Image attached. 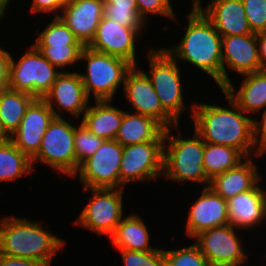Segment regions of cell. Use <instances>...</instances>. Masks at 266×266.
Wrapping results in <instances>:
<instances>
[{"mask_svg":"<svg viewBox=\"0 0 266 266\" xmlns=\"http://www.w3.org/2000/svg\"><path fill=\"white\" fill-rule=\"evenodd\" d=\"M229 108L194 103V131L205 143L221 144L237 149L245 158L254 153V119L245 116L238 105L223 91Z\"/></svg>","mask_w":266,"mask_h":266,"instance_id":"obj_1","label":"cell"},{"mask_svg":"<svg viewBox=\"0 0 266 266\" xmlns=\"http://www.w3.org/2000/svg\"><path fill=\"white\" fill-rule=\"evenodd\" d=\"M187 17L182 40L164 49L173 59L185 60L210 75L222 90V36L193 2Z\"/></svg>","mask_w":266,"mask_h":266,"instance_id":"obj_2","label":"cell"},{"mask_svg":"<svg viewBox=\"0 0 266 266\" xmlns=\"http://www.w3.org/2000/svg\"><path fill=\"white\" fill-rule=\"evenodd\" d=\"M64 241L39 222L25 218L3 217L0 220V254L36 260L50 266Z\"/></svg>","mask_w":266,"mask_h":266,"instance_id":"obj_3","label":"cell"},{"mask_svg":"<svg viewBox=\"0 0 266 266\" xmlns=\"http://www.w3.org/2000/svg\"><path fill=\"white\" fill-rule=\"evenodd\" d=\"M170 131L171 127L164 130L165 178L178 182L204 183L208 187L210 181L203 167L204 141L196 132L193 138L182 139L180 131H177V137Z\"/></svg>","mask_w":266,"mask_h":266,"instance_id":"obj_4","label":"cell"},{"mask_svg":"<svg viewBox=\"0 0 266 266\" xmlns=\"http://www.w3.org/2000/svg\"><path fill=\"white\" fill-rule=\"evenodd\" d=\"M86 60L87 74L79 73L88 98L91 93L95 101L111 100L124 85L127 72L133 67L129 62L119 57L95 51L84 46L80 61Z\"/></svg>","mask_w":266,"mask_h":266,"instance_id":"obj_5","label":"cell"},{"mask_svg":"<svg viewBox=\"0 0 266 266\" xmlns=\"http://www.w3.org/2000/svg\"><path fill=\"white\" fill-rule=\"evenodd\" d=\"M153 49L147 52L151 70L148 77L162 108L179 124L185 106L178 60L173 59L165 49Z\"/></svg>","mask_w":266,"mask_h":266,"instance_id":"obj_6","label":"cell"},{"mask_svg":"<svg viewBox=\"0 0 266 266\" xmlns=\"http://www.w3.org/2000/svg\"><path fill=\"white\" fill-rule=\"evenodd\" d=\"M75 125L63 117H54L45 132L38 153L32 158L69 177L76 173Z\"/></svg>","mask_w":266,"mask_h":266,"instance_id":"obj_7","label":"cell"},{"mask_svg":"<svg viewBox=\"0 0 266 266\" xmlns=\"http://www.w3.org/2000/svg\"><path fill=\"white\" fill-rule=\"evenodd\" d=\"M17 62L11 56L10 88L32 94L36 98H43L61 73L33 44Z\"/></svg>","mask_w":266,"mask_h":266,"instance_id":"obj_8","label":"cell"},{"mask_svg":"<svg viewBox=\"0 0 266 266\" xmlns=\"http://www.w3.org/2000/svg\"><path fill=\"white\" fill-rule=\"evenodd\" d=\"M163 171L164 131L154 141L123 146L120 189L128 182L153 180Z\"/></svg>","mask_w":266,"mask_h":266,"instance_id":"obj_9","label":"cell"},{"mask_svg":"<svg viewBox=\"0 0 266 266\" xmlns=\"http://www.w3.org/2000/svg\"><path fill=\"white\" fill-rule=\"evenodd\" d=\"M93 195L84 206L76 224L98 234L109 237L123 218V189L120 188H84Z\"/></svg>","mask_w":266,"mask_h":266,"instance_id":"obj_10","label":"cell"},{"mask_svg":"<svg viewBox=\"0 0 266 266\" xmlns=\"http://www.w3.org/2000/svg\"><path fill=\"white\" fill-rule=\"evenodd\" d=\"M123 146L104 140L97 151L79 165L77 173L84 188H120V163ZM79 171V173H78Z\"/></svg>","mask_w":266,"mask_h":266,"instance_id":"obj_11","label":"cell"},{"mask_svg":"<svg viewBox=\"0 0 266 266\" xmlns=\"http://www.w3.org/2000/svg\"><path fill=\"white\" fill-rule=\"evenodd\" d=\"M123 89L126 99L135 109V114L153 118L164 129L173 127L179 130V124L162 108L145 71L133 66L126 74Z\"/></svg>","mask_w":266,"mask_h":266,"instance_id":"obj_12","label":"cell"},{"mask_svg":"<svg viewBox=\"0 0 266 266\" xmlns=\"http://www.w3.org/2000/svg\"><path fill=\"white\" fill-rule=\"evenodd\" d=\"M234 226L230 223L200 232L195 244L211 266H241L247 260Z\"/></svg>","mask_w":266,"mask_h":266,"instance_id":"obj_13","label":"cell"},{"mask_svg":"<svg viewBox=\"0 0 266 266\" xmlns=\"http://www.w3.org/2000/svg\"><path fill=\"white\" fill-rule=\"evenodd\" d=\"M221 49L222 89L231 82L225 64L242 76L263 70L259 59L256 33L222 37Z\"/></svg>","mask_w":266,"mask_h":266,"instance_id":"obj_14","label":"cell"},{"mask_svg":"<svg viewBox=\"0 0 266 266\" xmlns=\"http://www.w3.org/2000/svg\"><path fill=\"white\" fill-rule=\"evenodd\" d=\"M139 33L137 28L124 27L103 16L88 47L98 52L119 57L132 66H137L135 40L139 38Z\"/></svg>","mask_w":266,"mask_h":266,"instance_id":"obj_15","label":"cell"},{"mask_svg":"<svg viewBox=\"0 0 266 266\" xmlns=\"http://www.w3.org/2000/svg\"><path fill=\"white\" fill-rule=\"evenodd\" d=\"M54 117L47 103L42 98H36L27 108L20 126L10 136V140L32 159L38 153L42 138Z\"/></svg>","mask_w":266,"mask_h":266,"instance_id":"obj_16","label":"cell"},{"mask_svg":"<svg viewBox=\"0 0 266 266\" xmlns=\"http://www.w3.org/2000/svg\"><path fill=\"white\" fill-rule=\"evenodd\" d=\"M42 99L52 109L55 117H62L55 110V103L60 111H67L75 117L84 114L89 103V98L78 72H61Z\"/></svg>","mask_w":266,"mask_h":266,"instance_id":"obj_17","label":"cell"},{"mask_svg":"<svg viewBox=\"0 0 266 266\" xmlns=\"http://www.w3.org/2000/svg\"><path fill=\"white\" fill-rule=\"evenodd\" d=\"M189 210L186 232L192 239L202 231L229 224L227 201L209 186Z\"/></svg>","mask_w":266,"mask_h":266,"instance_id":"obj_18","label":"cell"},{"mask_svg":"<svg viewBox=\"0 0 266 266\" xmlns=\"http://www.w3.org/2000/svg\"><path fill=\"white\" fill-rule=\"evenodd\" d=\"M59 16L66 26L73 32L76 39L88 46L96 33L103 18L104 0H74L64 5Z\"/></svg>","mask_w":266,"mask_h":266,"instance_id":"obj_19","label":"cell"},{"mask_svg":"<svg viewBox=\"0 0 266 266\" xmlns=\"http://www.w3.org/2000/svg\"><path fill=\"white\" fill-rule=\"evenodd\" d=\"M192 2L213 23L222 37L253 33L241 0H213L205 10L201 7V0Z\"/></svg>","mask_w":266,"mask_h":266,"instance_id":"obj_20","label":"cell"},{"mask_svg":"<svg viewBox=\"0 0 266 266\" xmlns=\"http://www.w3.org/2000/svg\"><path fill=\"white\" fill-rule=\"evenodd\" d=\"M227 208L229 223L235 230L257 226L266 219V190L257 185L227 200Z\"/></svg>","mask_w":266,"mask_h":266,"instance_id":"obj_21","label":"cell"},{"mask_svg":"<svg viewBox=\"0 0 266 266\" xmlns=\"http://www.w3.org/2000/svg\"><path fill=\"white\" fill-rule=\"evenodd\" d=\"M251 157L236 167L215 176L210 180L209 187L226 201L240 193L254 189L262 177L258 174L256 164Z\"/></svg>","mask_w":266,"mask_h":266,"instance_id":"obj_22","label":"cell"},{"mask_svg":"<svg viewBox=\"0 0 266 266\" xmlns=\"http://www.w3.org/2000/svg\"><path fill=\"white\" fill-rule=\"evenodd\" d=\"M239 91L232 81L222 90L246 114L257 113L266 108V69L244 75Z\"/></svg>","mask_w":266,"mask_h":266,"instance_id":"obj_23","label":"cell"},{"mask_svg":"<svg viewBox=\"0 0 266 266\" xmlns=\"http://www.w3.org/2000/svg\"><path fill=\"white\" fill-rule=\"evenodd\" d=\"M111 102L96 101L94 106H88L81 121L91 133L104 140L116 138L124 115V111L111 105Z\"/></svg>","mask_w":266,"mask_h":266,"instance_id":"obj_24","label":"cell"},{"mask_svg":"<svg viewBox=\"0 0 266 266\" xmlns=\"http://www.w3.org/2000/svg\"><path fill=\"white\" fill-rule=\"evenodd\" d=\"M164 130L151 117L124 111L115 140L122 146L154 141Z\"/></svg>","mask_w":266,"mask_h":266,"instance_id":"obj_25","label":"cell"},{"mask_svg":"<svg viewBox=\"0 0 266 266\" xmlns=\"http://www.w3.org/2000/svg\"><path fill=\"white\" fill-rule=\"evenodd\" d=\"M108 238H111L112 245L119 249L132 251H153L156 249L149 244L150 234L144 221L135 213L122 218L114 233Z\"/></svg>","mask_w":266,"mask_h":266,"instance_id":"obj_26","label":"cell"},{"mask_svg":"<svg viewBox=\"0 0 266 266\" xmlns=\"http://www.w3.org/2000/svg\"><path fill=\"white\" fill-rule=\"evenodd\" d=\"M35 99L32 94L11 88L0 97V123L9 137L18 129L27 108Z\"/></svg>","mask_w":266,"mask_h":266,"instance_id":"obj_27","label":"cell"},{"mask_svg":"<svg viewBox=\"0 0 266 266\" xmlns=\"http://www.w3.org/2000/svg\"><path fill=\"white\" fill-rule=\"evenodd\" d=\"M244 158L235 148L204 142L203 167L209 181L236 167Z\"/></svg>","mask_w":266,"mask_h":266,"instance_id":"obj_28","label":"cell"},{"mask_svg":"<svg viewBox=\"0 0 266 266\" xmlns=\"http://www.w3.org/2000/svg\"><path fill=\"white\" fill-rule=\"evenodd\" d=\"M32 159L18 149L9 139L0 145V182L13 181L35 167Z\"/></svg>","mask_w":266,"mask_h":266,"instance_id":"obj_29","label":"cell"},{"mask_svg":"<svg viewBox=\"0 0 266 266\" xmlns=\"http://www.w3.org/2000/svg\"><path fill=\"white\" fill-rule=\"evenodd\" d=\"M33 45L35 47H66V45L82 44L61 18L55 16L50 24L39 34Z\"/></svg>","mask_w":266,"mask_h":266,"instance_id":"obj_30","label":"cell"},{"mask_svg":"<svg viewBox=\"0 0 266 266\" xmlns=\"http://www.w3.org/2000/svg\"><path fill=\"white\" fill-rule=\"evenodd\" d=\"M104 139L91 133L83 123L75 126L74 147L76 157V173L79 165L91 157L101 146Z\"/></svg>","mask_w":266,"mask_h":266,"instance_id":"obj_31","label":"cell"},{"mask_svg":"<svg viewBox=\"0 0 266 266\" xmlns=\"http://www.w3.org/2000/svg\"><path fill=\"white\" fill-rule=\"evenodd\" d=\"M164 266H211L194 243L177 250H164Z\"/></svg>","mask_w":266,"mask_h":266,"instance_id":"obj_32","label":"cell"},{"mask_svg":"<svg viewBox=\"0 0 266 266\" xmlns=\"http://www.w3.org/2000/svg\"><path fill=\"white\" fill-rule=\"evenodd\" d=\"M42 55L58 69L80 61L83 45H66V47H36Z\"/></svg>","mask_w":266,"mask_h":266,"instance_id":"obj_33","label":"cell"},{"mask_svg":"<svg viewBox=\"0 0 266 266\" xmlns=\"http://www.w3.org/2000/svg\"><path fill=\"white\" fill-rule=\"evenodd\" d=\"M103 16L124 27L137 28L142 32L146 22L138 13V8L114 7V4H104Z\"/></svg>","mask_w":266,"mask_h":266,"instance_id":"obj_34","label":"cell"},{"mask_svg":"<svg viewBox=\"0 0 266 266\" xmlns=\"http://www.w3.org/2000/svg\"><path fill=\"white\" fill-rule=\"evenodd\" d=\"M124 266H164L163 249L153 251H132L119 249Z\"/></svg>","mask_w":266,"mask_h":266,"instance_id":"obj_35","label":"cell"},{"mask_svg":"<svg viewBox=\"0 0 266 266\" xmlns=\"http://www.w3.org/2000/svg\"><path fill=\"white\" fill-rule=\"evenodd\" d=\"M253 33L266 31V0H241Z\"/></svg>","mask_w":266,"mask_h":266,"instance_id":"obj_36","label":"cell"},{"mask_svg":"<svg viewBox=\"0 0 266 266\" xmlns=\"http://www.w3.org/2000/svg\"><path fill=\"white\" fill-rule=\"evenodd\" d=\"M138 7V13L144 22L147 20V15L157 14L160 16L177 19L175 13L173 12L170 0H136Z\"/></svg>","mask_w":266,"mask_h":266,"instance_id":"obj_37","label":"cell"},{"mask_svg":"<svg viewBox=\"0 0 266 266\" xmlns=\"http://www.w3.org/2000/svg\"><path fill=\"white\" fill-rule=\"evenodd\" d=\"M254 129V147L257 145V150L255 151L257 156H262L266 152V108L262 113V120L253 121Z\"/></svg>","mask_w":266,"mask_h":266,"instance_id":"obj_38","label":"cell"},{"mask_svg":"<svg viewBox=\"0 0 266 266\" xmlns=\"http://www.w3.org/2000/svg\"><path fill=\"white\" fill-rule=\"evenodd\" d=\"M63 5L58 0H33L31 12L34 13H53L62 10Z\"/></svg>","mask_w":266,"mask_h":266,"instance_id":"obj_39","label":"cell"},{"mask_svg":"<svg viewBox=\"0 0 266 266\" xmlns=\"http://www.w3.org/2000/svg\"><path fill=\"white\" fill-rule=\"evenodd\" d=\"M0 266H49V265L36 260H29V259L11 257L0 254Z\"/></svg>","mask_w":266,"mask_h":266,"instance_id":"obj_40","label":"cell"},{"mask_svg":"<svg viewBox=\"0 0 266 266\" xmlns=\"http://www.w3.org/2000/svg\"><path fill=\"white\" fill-rule=\"evenodd\" d=\"M11 54L0 47V78H9Z\"/></svg>","mask_w":266,"mask_h":266,"instance_id":"obj_41","label":"cell"},{"mask_svg":"<svg viewBox=\"0 0 266 266\" xmlns=\"http://www.w3.org/2000/svg\"><path fill=\"white\" fill-rule=\"evenodd\" d=\"M259 59L262 69H266V31L257 34Z\"/></svg>","mask_w":266,"mask_h":266,"instance_id":"obj_42","label":"cell"},{"mask_svg":"<svg viewBox=\"0 0 266 266\" xmlns=\"http://www.w3.org/2000/svg\"><path fill=\"white\" fill-rule=\"evenodd\" d=\"M104 4H114V7L138 8L136 0H104Z\"/></svg>","mask_w":266,"mask_h":266,"instance_id":"obj_43","label":"cell"},{"mask_svg":"<svg viewBox=\"0 0 266 266\" xmlns=\"http://www.w3.org/2000/svg\"><path fill=\"white\" fill-rule=\"evenodd\" d=\"M10 89L9 78H0V97Z\"/></svg>","mask_w":266,"mask_h":266,"instance_id":"obj_44","label":"cell"},{"mask_svg":"<svg viewBox=\"0 0 266 266\" xmlns=\"http://www.w3.org/2000/svg\"><path fill=\"white\" fill-rule=\"evenodd\" d=\"M10 139V137L8 136V134L3 130L2 125L0 123V145L4 144L5 142H7Z\"/></svg>","mask_w":266,"mask_h":266,"instance_id":"obj_45","label":"cell"},{"mask_svg":"<svg viewBox=\"0 0 266 266\" xmlns=\"http://www.w3.org/2000/svg\"><path fill=\"white\" fill-rule=\"evenodd\" d=\"M7 3L4 0H0V19H3V17H5V11H6V7H7Z\"/></svg>","mask_w":266,"mask_h":266,"instance_id":"obj_46","label":"cell"},{"mask_svg":"<svg viewBox=\"0 0 266 266\" xmlns=\"http://www.w3.org/2000/svg\"><path fill=\"white\" fill-rule=\"evenodd\" d=\"M58 1L64 6V5H67L71 2H73L74 0H58Z\"/></svg>","mask_w":266,"mask_h":266,"instance_id":"obj_47","label":"cell"}]
</instances>
